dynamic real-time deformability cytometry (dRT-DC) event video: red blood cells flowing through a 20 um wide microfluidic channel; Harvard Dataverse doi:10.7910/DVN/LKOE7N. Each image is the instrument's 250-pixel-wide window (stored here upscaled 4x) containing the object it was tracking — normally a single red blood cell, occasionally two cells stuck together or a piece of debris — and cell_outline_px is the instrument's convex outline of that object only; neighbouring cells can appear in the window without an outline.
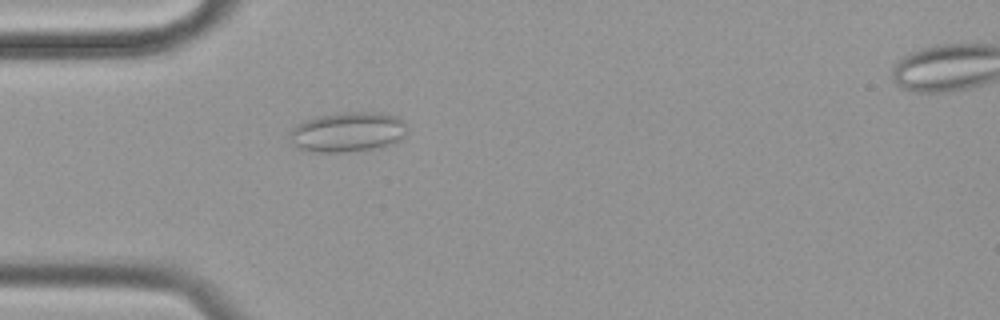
{"species": "common noctule bat (a hibernating species)", "species_latin": "Nyctalus noctula", "temperature_condition": "cold", "stored_images_in_passage": 52, "camera_frame_rate_fps": 3000, "um_per_image_px": 0.085, "animal": {"sex": "female", "body_mass_g": 19.9}, "frame": {"image": 1, "passage_image": 11, "time_ms": 3.333, "image_size_px": [1000, 320], "cell_outline_px": [[408, 124], [404, 136], [400, 140], [380, 148], [344, 152], [312, 152], [300, 148], [288, 136], [288, 132], [296, 124], [316, 116], [344, 112], [380, 112], [396, 116], [404, 120]], "centroid_in_image_um": [29.59, 11.21], "position_along_channel_um": 55.4, "area_um2": 27.57}}
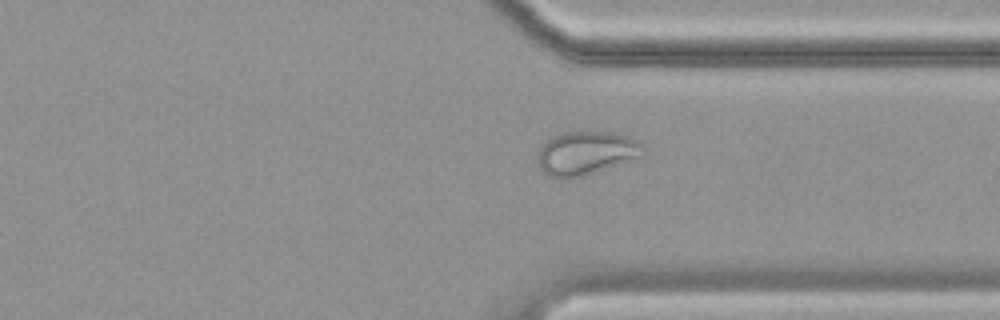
{"frame": {"image": 2, "passage_image": 38, "time_ms": 12.333, "image_size_px": [1000, 320], "cell_outline_px": [[644, 156], [584, 176], [564, 180], [544, 176], [540, 172], [540, 148], [552, 136], [568, 132], [612, 132], [628, 136], [644, 144]], "centroid_in_image_um": [49.84, 13.05], "position_along_channel_um": 361.6, "area_um2": 26.99}}
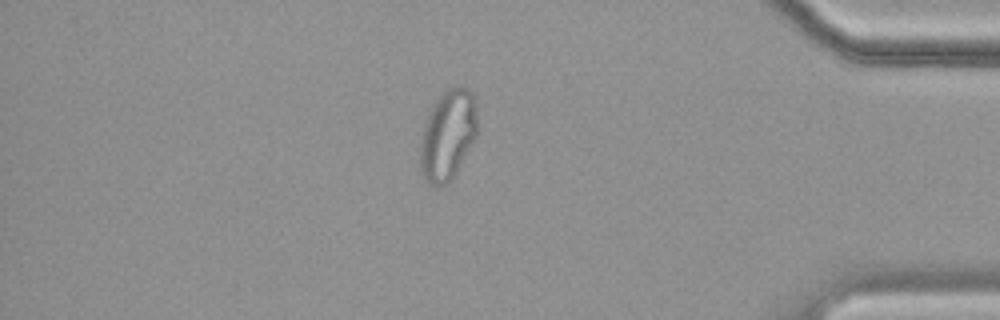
{"frame": {"image": 3, "passage_image": 44, "time_ms": 14.333, "image_size_px": [1000, 320], "cell_outline_px": [[476, 136], [472, 144], [452, 180], [436, 188], [428, 184], [420, 168], [420, 144], [424, 124], [436, 100], [448, 88], [460, 84], [468, 88], [476, 96]], "centroid_in_image_um": [38.07, 11.47], "position_along_channel_um": 397.1, "area_um2": 30.17}, "authors_computed_cell_mechanics": {"area_um2": 26.4146, "velocity_mm_per_s": 3.4544, "shape_relaxation_time_tau1_ms": null, "shape_relaxation_time_tau2_ms": 1.4932, "deformation_change_tau1": null, "deformation_change_tau2": 0.0693}}